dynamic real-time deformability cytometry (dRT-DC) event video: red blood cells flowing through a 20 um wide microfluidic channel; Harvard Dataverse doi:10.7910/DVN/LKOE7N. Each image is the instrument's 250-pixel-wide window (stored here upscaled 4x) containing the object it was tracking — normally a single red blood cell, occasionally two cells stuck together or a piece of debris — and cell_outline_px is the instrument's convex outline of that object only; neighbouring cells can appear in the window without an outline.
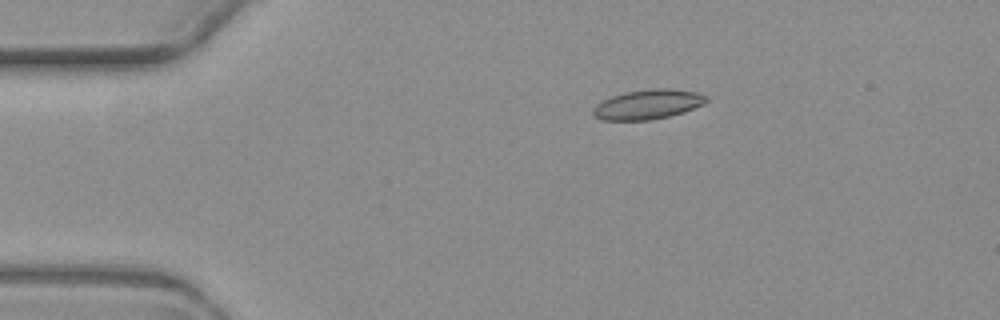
{"species": "common noctule bat (a hibernating species)", "species_latin": "Nyctalus noctula", "temperature_condition": "warm", "stored_images_in_passage": 8, "camera_frame_rate_fps": 3000, "um_per_image_px": 0.085, "animal": {"sex": "female", "body_mass_g": 19.3, "forearm_length_mm": 54.1}, "frame": {"image": 1, "passage_image": 4, "time_ms": 3.333, "image_size_px": [1000, 320], "cell_outline_px": [[708, 100], [704, 104], [684, 112], [652, 120], [600, 120], [592, 116], [592, 108], [596, 104], [612, 96], [624, 92], [652, 88], [668, 88], [700, 92], [708, 96]], "centroid_in_image_um": [55.07, 8.87], "position_along_channel_um": 29.9, "area_um2": 19.88}}
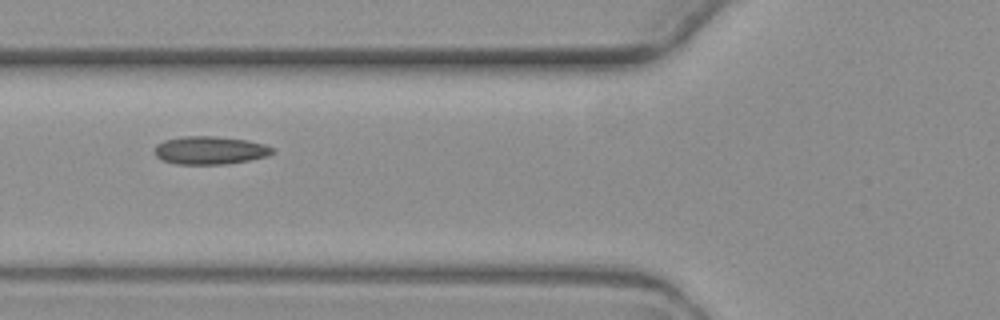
{"frame": {"image": 2, "passage_image": 7, "time_ms": 7.0, "image_size_px": [1000, 320], "cell_outline_px": [[272, 152], [268, 156], [248, 160], [224, 164], [176, 164], [164, 160], [156, 156], [152, 152], [156, 144], [164, 140], [184, 136], [216, 136], [248, 140], [264, 144], [272, 148]], "centroid_in_image_um": [17.8, 12.77], "position_along_channel_um": 108.0, "area_um2": 19.25}}
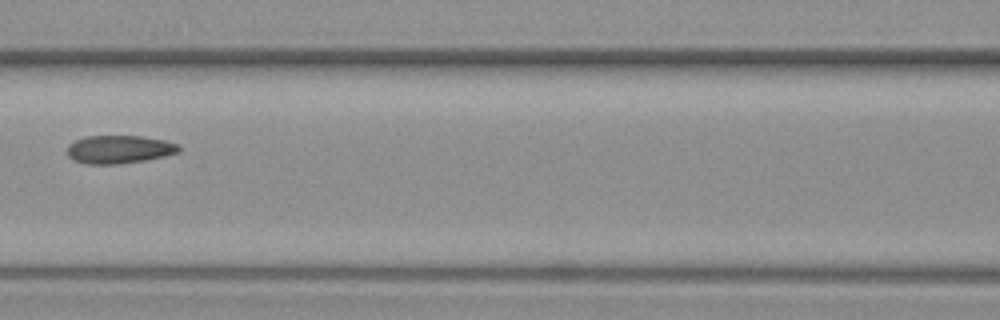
{"frame": {"image": 3, "passage_image": 8, "time_ms": 8.333, "image_size_px": [1000, 320], "cell_outline_px": [[180, 152], [164, 156], [144, 160], [116, 164], [88, 164], [76, 160], [68, 156], [68, 144], [84, 136], [140, 136], [164, 140], [180, 144]], "centroid_in_image_um": [10.15, 12.69], "position_along_channel_um": 156.4, "area_um2": 18.21}}